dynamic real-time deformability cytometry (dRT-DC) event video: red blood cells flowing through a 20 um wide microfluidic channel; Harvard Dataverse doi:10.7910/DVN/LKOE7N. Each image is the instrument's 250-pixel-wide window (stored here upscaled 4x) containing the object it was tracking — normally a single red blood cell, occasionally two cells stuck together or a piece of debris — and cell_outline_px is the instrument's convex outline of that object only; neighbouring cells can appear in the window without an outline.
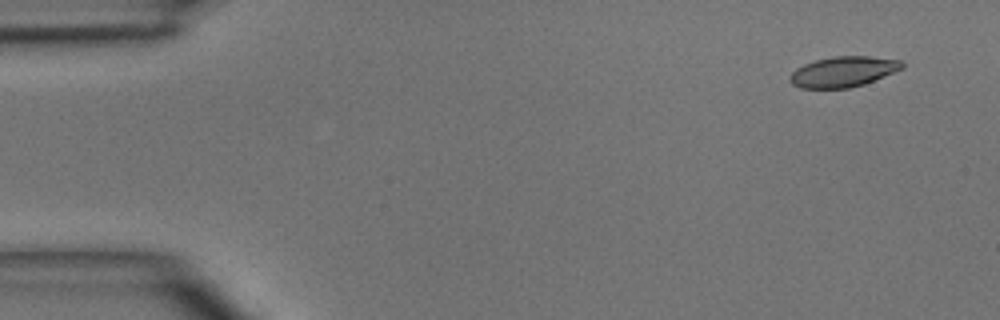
{"species": "common noctule bat (a hibernating species)", "species_latin": "Nyctalus noctula", "temperature_condition": "room temperature", "stored_images_in_passage": 4, "camera_frame_rate_fps": 3000, "um_per_image_px": 0.085, "animal": {"sex": "male", "body_mass_g": 15.6}, "frame": {"image": 1, "passage_image": 1, "time_ms": 0.0, "image_size_px": [1000, 320], "cell_outline_px": [[904, 68], [864, 84], [848, 88], [800, 88], [792, 84], [788, 80], [792, 72], [796, 68], [804, 64], [816, 60], [832, 56], [868, 56], [900, 60], [904, 64]], "centroid_in_image_um": [71.66, 6.09], "position_along_channel_um": 13.3, "area_um2": 19.88}}
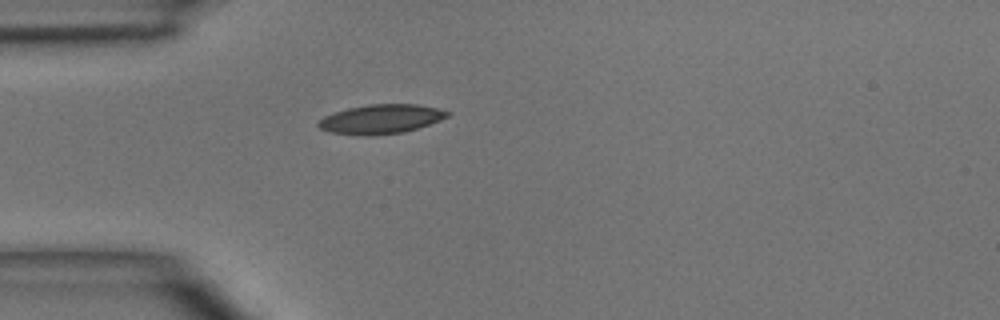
{"frame": {"image": 2, "passage_image": 4, "time_ms": 3.333, "image_size_px": [1000, 320], "cell_outline_px": [[452, 112], [448, 116], [440, 120], [404, 132], [368, 136], [364, 136], [328, 132], [320, 128], [316, 124], [324, 116], [348, 108], [368, 104], [416, 104], [436, 108]], "centroid_in_image_um": [32.36, 10.12], "position_along_channel_um": 52.6, "area_um2": 21.91}}